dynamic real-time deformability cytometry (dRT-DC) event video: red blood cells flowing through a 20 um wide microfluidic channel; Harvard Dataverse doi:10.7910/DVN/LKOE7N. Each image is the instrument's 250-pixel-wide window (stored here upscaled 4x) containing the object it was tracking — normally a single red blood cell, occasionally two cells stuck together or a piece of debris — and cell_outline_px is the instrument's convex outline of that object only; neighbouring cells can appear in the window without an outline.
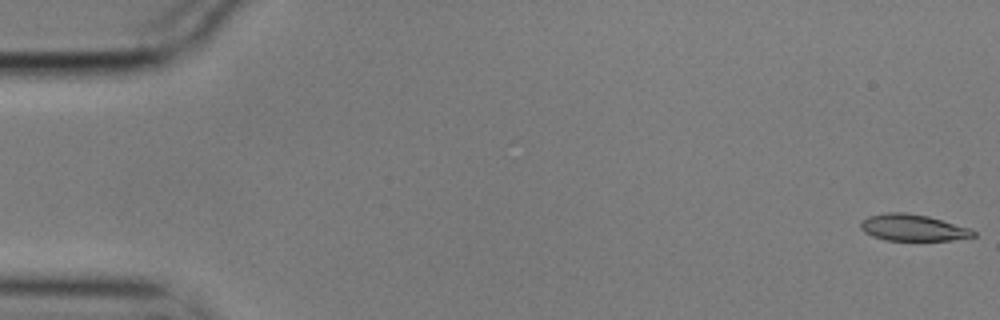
{"species": "common noctule bat (a hibernating species)", "species_latin": "Nyctalus noctula", "temperature_condition": "cold", "stored_images_in_passage": 20, "camera_frame_rate_fps": 3000, "um_per_image_px": 0.085, "animal": {"sex": "male", "body_mass_g": 17.9}, "frame": {"image": 1, "passage_image": 1, "time_ms": 0.0, "image_size_px": [1000, 320], "cell_outline_px": [[976, 236], [952, 240], [884, 240], [872, 236], [864, 232], [860, 228], [860, 220], [868, 216], [888, 212], [904, 212], [928, 216], [972, 228], [976, 232]], "centroid_in_image_um": [77.59, 19.35], "position_along_channel_um": 7.4, "area_um2": 17.63}}
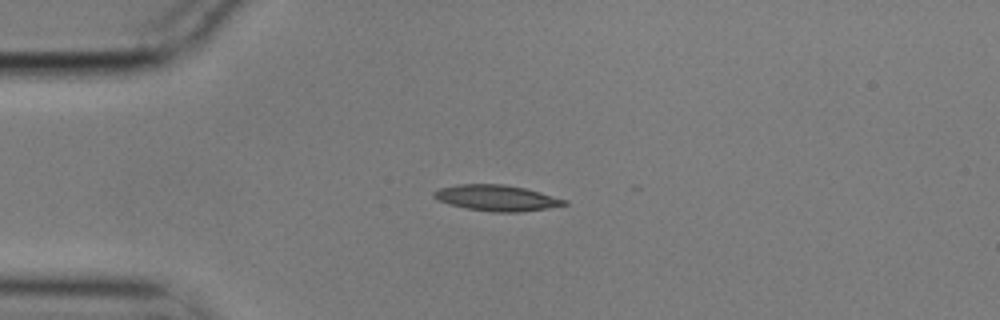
{"frame": {"image": 2, "passage_image": 14, "time_ms": 4.333, "image_size_px": [1000, 320], "cell_outline_px": [[568, 204], [548, 208], [516, 212], [492, 212], [468, 208], [448, 204], [436, 200], [432, 196], [432, 192], [440, 188], [456, 184], [504, 184], [524, 188], [540, 192], [568, 200]], "centroid_in_image_um": [42.18, 16.82], "position_along_channel_um": 42.8, "area_um2": 19.71}}
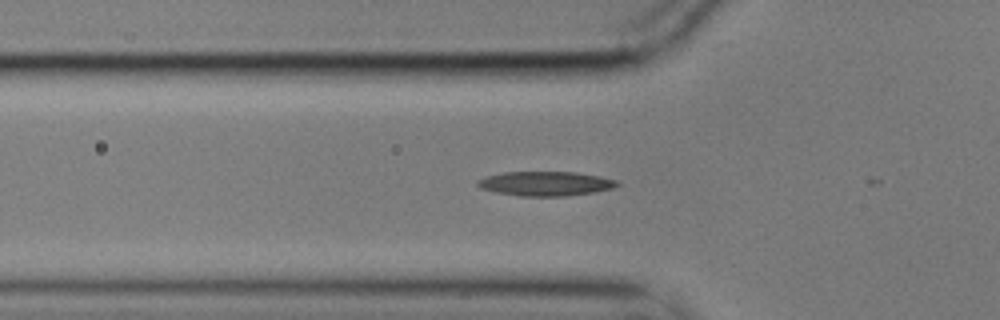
{"frame": {"image": 3, "passage_image": 19, "time_ms": 6.0, "image_size_px": [1000, 320], "cell_outline_px": [[620, 184], [612, 188], [592, 192], [564, 196], [520, 196], [496, 192], [480, 188], [476, 184], [476, 180], [488, 176], [504, 172], [576, 172], [600, 176], [616, 180]], "centroid_in_image_um": [46.35, 15.6], "position_along_channel_um": 79.5, "area_um2": 19.71}}